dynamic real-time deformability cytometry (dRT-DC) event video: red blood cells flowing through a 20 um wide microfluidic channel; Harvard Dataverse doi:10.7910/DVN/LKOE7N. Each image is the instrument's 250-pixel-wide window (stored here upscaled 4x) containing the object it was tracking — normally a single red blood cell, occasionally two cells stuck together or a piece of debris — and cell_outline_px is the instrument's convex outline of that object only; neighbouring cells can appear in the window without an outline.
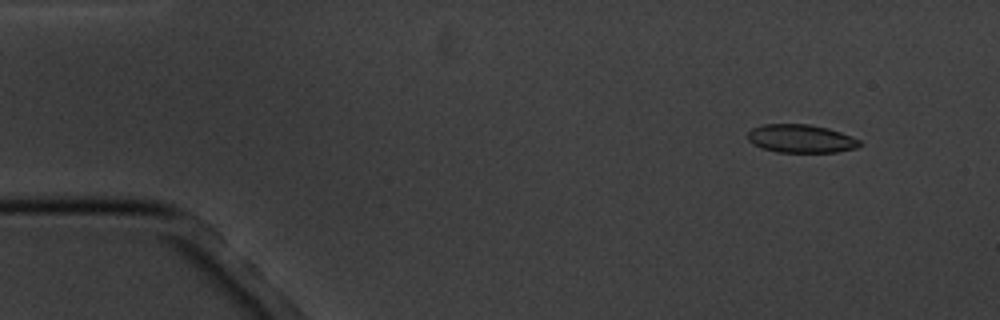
{"species": "common noctule bat (a hibernating species)", "species_latin": "Nyctalus noctula", "temperature_condition": "cold", "stored_images_in_passage": 5, "camera_frame_rate_fps": 3000, "um_per_image_px": 0.085, "animal": {"sex": "male", "body_mass_g": 20.1, "forearm_length_mm": 53.5}, "frame": {"image": 1, "passage_image": 2, "time_ms": 1.0, "image_size_px": [1000, 320], "cell_outline_px": [[864, 144], [856, 148], [836, 152], [776, 152], [752, 144], [748, 140], [748, 132], [752, 128], [764, 124], [808, 124], [828, 128], [840, 132], [860, 140]], "centroid_in_image_um": [68.09, 11.78], "position_along_channel_um": 16.9, "area_um2": 18.44}}
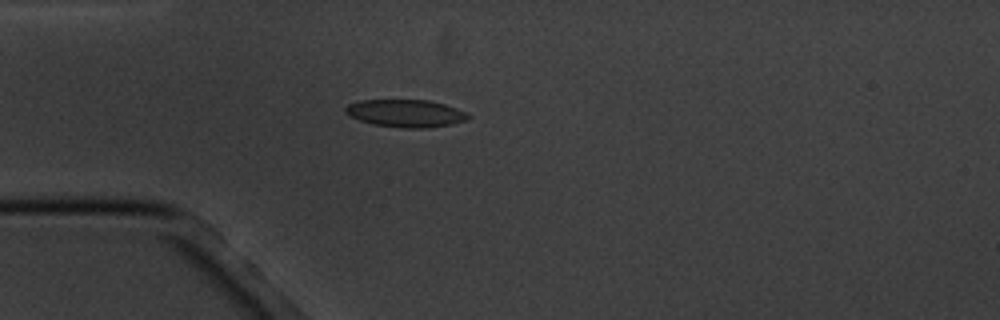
{"frame": {"image": 2, "passage_image": 5, "time_ms": 4.333, "image_size_px": [1000, 320], "cell_outline_px": [[472, 116], [468, 120], [452, 124], [428, 128], [404, 128], [372, 124], [348, 116], [344, 112], [344, 108], [348, 104], [360, 100], [428, 100], [444, 104], [468, 112]], "centroid_in_image_um": [34.5, 9.63], "position_along_channel_um": 50.5, "area_um2": 19.94}}